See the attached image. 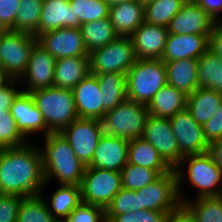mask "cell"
I'll use <instances>...</instances> for the list:
<instances>
[{"label": "cell", "instance_id": "obj_1", "mask_svg": "<svg viewBox=\"0 0 222 222\" xmlns=\"http://www.w3.org/2000/svg\"><path fill=\"white\" fill-rule=\"evenodd\" d=\"M31 142L0 148V194L31 197L41 194L45 184L40 148Z\"/></svg>", "mask_w": 222, "mask_h": 222}, {"label": "cell", "instance_id": "obj_2", "mask_svg": "<svg viewBox=\"0 0 222 222\" xmlns=\"http://www.w3.org/2000/svg\"><path fill=\"white\" fill-rule=\"evenodd\" d=\"M42 169L45 184L57 180L60 185L80 186L86 166L77 158L69 142L61 133H49L44 137Z\"/></svg>", "mask_w": 222, "mask_h": 222}, {"label": "cell", "instance_id": "obj_3", "mask_svg": "<svg viewBox=\"0 0 222 222\" xmlns=\"http://www.w3.org/2000/svg\"><path fill=\"white\" fill-rule=\"evenodd\" d=\"M149 116L147 105L125 100L104 116L94 117L93 122L100 138H140Z\"/></svg>", "mask_w": 222, "mask_h": 222}, {"label": "cell", "instance_id": "obj_4", "mask_svg": "<svg viewBox=\"0 0 222 222\" xmlns=\"http://www.w3.org/2000/svg\"><path fill=\"white\" fill-rule=\"evenodd\" d=\"M184 166L187 167V171L183 168ZM175 171L180 202L184 199L181 185L185 179L197 190L195 198L222 196V170L207 152L184 156Z\"/></svg>", "mask_w": 222, "mask_h": 222}, {"label": "cell", "instance_id": "obj_5", "mask_svg": "<svg viewBox=\"0 0 222 222\" xmlns=\"http://www.w3.org/2000/svg\"><path fill=\"white\" fill-rule=\"evenodd\" d=\"M30 94L51 133H60L79 118L70 89L48 87Z\"/></svg>", "mask_w": 222, "mask_h": 222}, {"label": "cell", "instance_id": "obj_6", "mask_svg": "<svg viewBox=\"0 0 222 222\" xmlns=\"http://www.w3.org/2000/svg\"><path fill=\"white\" fill-rule=\"evenodd\" d=\"M127 98L148 105L167 84V70L161 59H137L126 73Z\"/></svg>", "mask_w": 222, "mask_h": 222}, {"label": "cell", "instance_id": "obj_7", "mask_svg": "<svg viewBox=\"0 0 222 222\" xmlns=\"http://www.w3.org/2000/svg\"><path fill=\"white\" fill-rule=\"evenodd\" d=\"M137 58L129 36H118L113 42L89 53L90 74H126Z\"/></svg>", "mask_w": 222, "mask_h": 222}, {"label": "cell", "instance_id": "obj_8", "mask_svg": "<svg viewBox=\"0 0 222 222\" xmlns=\"http://www.w3.org/2000/svg\"><path fill=\"white\" fill-rule=\"evenodd\" d=\"M37 37L30 33L0 30V67L13 79H20L26 72L30 53Z\"/></svg>", "mask_w": 222, "mask_h": 222}, {"label": "cell", "instance_id": "obj_9", "mask_svg": "<svg viewBox=\"0 0 222 222\" xmlns=\"http://www.w3.org/2000/svg\"><path fill=\"white\" fill-rule=\"evenodd\" d=\"M80 187L82 202L106 209L122 189L121 173L86 166Z\"/></svg>", "mask_w": 222, "mask_h": 222}, {"label": "cell", "instance_id": "obj_10", "mask_svg": "<svg viewBox=\"0 0 222 222\" xmlns=\"http://www.w3.org/2000/svg\"><path fill=\"white\" fill-rule=\"evenodd\" d=\"M135 191L138 195L139 210L173 212L181 206L175 169L162 174L154 182Z\"/></svg>", "mask_w": 222, "mask_h": 222}, {"label": "cell", "instance_id": "obj_11", "mask_svg": "<svg viewBox=\"0 0 222 222\" xmlns=\"http://www.w3.org/2000/svg\"><path fill=\"white\" fill-rule=\"evenodd\" d=\"M142 137L159 152L172 169L178 167L184 156L179 151L169 118L149 114Z\"/></svg>", "mask_w": 222, "mask_h": 222}, {"label": "cell", "instance_id": "obj_12", "mask_svg": "<svg viewBox=\"0 0 222 222\" xmlns=\"http://www.w3.org/2000/svg\"><path fill=\"white\" fill-rule=\"evenodd\" d=\"M37 43L56 60L89 56L80 28H60L43 32L37 36Z\"/></svg>", "mask_w": 222, "mask_h": 222}, {"label": "cell", "instance_id": "obj_13", "mask_svg": "<svg viewBox=\"0 0 222 222\" xmlns=\"http://www.w3.org/2000/svg\"><path fill=\"white\" fill-rule=\"evenodd\" d=\"M169 119L179 151L183 156L203 154L208 151L209 143L205 139L203 126L193 119L187 108Z\"/></svg>", "mask_w": 222, "mask_h": 222}, {"label": "cell", "instance_id": "obj_14", "mask_svg": "<svg viewBox=\"0 0 222 222\" xmlns=\"http://www.w3.org/2000/svg\"><path fill=\"white\" fill-rule=\"evenodd\" d=\"M56 59L40 44L36 43L30 53L26 72L19 79L26 81L22 91L31 93L37 90L53 87ZM23 79V80H22Z\"/></svg>", "mask_w": 222, "mask_h": 222}, {"label": "cell", "instance_id": "obj_15", "mask_svg": "<svg viewBox=\"0 0 222 222\" xmlns=\"http://www.w3.org/2000/svg\"><path fill=\"white\" fill-rule=\"evenodd\" d=\"M60 133L69 142L77 158L89 166L100 139L93 119L77 118Z\"/></svg>", "mask_w": 222, "mask_h": 222}, {"label": "cell", "instance_id": "obj_16", "mask_svg": "<svg viewBox=\"0 0 222 222\" xmlns=\"http://www.w3.org/2000/svg\"><path fill=\"white\" fill-rule=\"evenodd\" d=\"M217 22L194 0L186 1L170 20L168 33L210 35Z\"/></svg>", "mask_w": 222, "mask_h": 222}, {"label": "cell", "instance_id": "obj_17", "mask_svg": "<svg viewBox=\"0 0 222 222\" xmlns=\"http://www.w3.org/2000/svg\"><path fill=\"white\" fill-rule=\"evenodd\" d=\"M13 119L16 122L17 129L29 140L32 133L42 132L44 137L51 133L47 128L42 113L35 105L30 93L21 91L10 108Z\"/></svg>", "mask_w": 222, "mask_h": 222}, {"label": "cell", "instance_id": "obj_18", "mask_svg": "<svg viewBox=\"0 0 222 222\" xmlns=\"http://www.w3.org/2000/svg\"><path fill=\"white\" fill-rule=\"evenodd\" d=\"M168 29L164 26L143 22L130 36L137 59H161L166 46Z\"/></svg>", "mask_w": 222, "mask_h": 222}, {"label": "cell", "instance_id": "obj_19", "mask_svg": "<svg viewBox=\"0 0 222 222\" xmlns=\"http://www.w3.org/2000/svg\"><path fill=\"white\" fill-rule=\"evenodd\" d=\"M210 35L173 34L168 33L164 54V62L181 59H198L208 50Z\"/></svg>", "mask_w": 222, "mask_h": 222}, {"label": "cell", "instance_id": "obj_20", "mask_svg": "<svg viewBox=\"0 0 222 222\" xmlns=\"http://www.w3.org/2000/svg\"><path fill=\"white\" fill-rule=\"evenodd\" d=\"M128 146L126 138H100L89 166L120 172L128 162Z\"/></svg>", "mask_w": 222, "mask_h": 222}, {"label": "cell", "instance_id": "obj_21", "mask_svg": "<svg viewBox=\"0 0 222 222\" xmlns=\"http://www.w3.org/2000/svg\"><path fill=\"white\" fill-rule=\"evenodd\" d=\"M72 91L79 118L92 119L103 116V97L95 75L89 74Z\"/></svg>", "mask_w": 222, "mask_h": 222}, {"label": "cell", "instance_id": "obj_22", "mask_svg": "<svg viewBox=\"0 0 222 222\" xmlns=\"http://www.w3.org/2000/svg\"><path fill=\"white\" fill-rule=\"evenodd\" d=\"M109 19L119 36L130 37L145 21L144 4L136 0L112 5Z\"/></svg>", "mask_w": 222, "mask_h": 222}, {"label": "cell", "instance_id": "obj_23", "mask_svg": "<svg viewBox=\"0 0 222 222\" xmlns=\"http://www.w3.org/2000/svg\"><path fill=\"white\" fill-rule=\"evenodd\" d=\"M89 74V56H77L58 59L55 62L53 87L72 90Z\"/></svg>", "mask_w": 222, "mask_h": 222}, {"label": "cell", "instance_id": "obj_24", "mask_svg": "<svg viewBox=\"0 0 222 222\" xmlns=\"http://www.w3.org/2000/svg\"><path fill=\"white\" fill-rule=\"evenodd\" d=\"M60 28H74V12L69 0H43L37 36Z\"/></svg>", "mask_w": 222, "mask_h": 222}, {"label": "cell", "instance_id": "obj_25", "mask_svg": "<svg viewBox=\"0 0 222 222\" xmlns=\"http://www.w3.org/2000/svg\"><path fill=\"white\" fill-rule=\"evenodd\" d=\"M187 96L181 90L166 84L153 97L147 105L150 115L170 118L186 109Z\"/></svg>", "mask_w": 222, "mask_h": 222}, {"label": "cell", "instance_id": "obj_26", "mask_svg": "<svg viewBox=\"0 0 222 222\" xmlns=\"http://www.w3.org/2000/svg\"><path fill=\"white\" fill-rule=\"evenodd\" d=\"M198 59H181L165 62L167 84L181 90L186 95L199 88L197 79Z\"/></svg>", "mask_w": 222, "mask_h": 222}, {"label": "cell", "instance_id": "obj_27", "mask_svg": "<svg viewBox=\"0 0 222 222\" xmlns=\"http://www.w3.org/2000/svg\"><path fill=\"white\" fill-rule=\"evenodd\" d=\"M222 103V93L207 88H198L187 96V110L193 119L204 126L216 113Z\"/></svg>", "mask_w": 222, "mask_h": 222}, {"label": "cell", "instance_id": "obj_28", "mask_svg": "<svg viewBox=\"0 0 222 222\" xmlns=\"http://www.w3.org/2000/svg\"><path fill=\"white\" fill-rule=\"evenodd\" d=\"M103 97V116L109 110L127 100L126 74L103 73L95 75Z\"/></svg>", "mask_w": 222, "mask_h": 222}, {"label": "cell", "instance_id": "obj_29", "mask_svg": "<svg viewBox=\"0 0 222 222\" xmlns=\"http://www.w3.org/2000/svg\"><path fill=\"white\" fill-rule=\"evenodd\" d=\"M128 163L153 170H172L159 152L143 137L129 140Z\"/></svg>", "mask_w": 222, "mask_h": 222}, {"label": "cell", "instance_id": "obj_30", "mask_svg": "<svg viewBox=\"0 0 222 222\" xmlns=\"http://www.w3.org/2000/svg\"><path fill=\"white\" fill-rule=\"evenodd\" d=\"M199 88H207L222 93V59L209 49L197 62Z\"/></svg>", "mask_w": 222, "mask_h": 222}, {"label": "cell", "instance_id": "obj_31", "mask_svg": "<svg viewBox=\"0 0 222 222\" xmlns=\"http://www.w3.org/2000/svg\"><path fill=\"white\" fill-rule=\"evenodd\" d=\"M50 198V203L46 200L47 207L53 217L62 222L81 203V187L59 185Z\"/></svg>", "mask_w": 222, "mask_h": 222}, {"label": "cell", "instance_id": "obj_32", "mask_svg": "<svg viewBox=\"0 0 222 222\" xmlns=\"http://www.w3.org/2000/svg\"><path fill=\"white\" fill-rule=\"evenodd\" d=\"M79 28L88 53L113 42L119 36L109 18L86 22Z\"/></svg>", "mask_w": 222, "mask_h": 222}, {"label": "cell", "instance_id": "obj_33", "mask_svg": "<svg viewBox=\"0 0 222 222\" xmlns=\"http://www.w3.org/2000/svg\"><path fill=\"white\" fill-rule=\"evenodd\" d=\"M197 222H222V196L200 197L181 202Z\"/></svg>", "mask_w": 222, "mask_h": 222}, {"label": "cell", "instance_id": "obj_34", "mask_svg": "<svg viewBox=\"0 0 222 222\" xmlns=\"http://www.w3.org/2000/svg\"><path fill=\"white\" fill-rule=\"evenodd\" d=\"M42 193L24 197L19 204L17 222H58L49 211Z\"/></svg>", "mask_w": 222, "mask_h": 222}, {"label": "cell", "instance_id": "obj_35", "mask_svg": "<svg viewBox=\"0 0 222 222\" xmlns=\"http://www.w3.org/2000/svg\"><path fill=\"white\" fill-rule=\"evenodd\" d=\"M74 12V28L80 25L109 18L110 6L104 0H69Z\"/></svg>", "mask_w": 222, "mask_h": 222}, {"label": "cell", "instance_id": "obj_36", "mask_svg": "<svg viewBox=\"0 0 222 222\" xmlns=\"http://www.w3.org/2000/svg\"><path fill=\"white\" fill-rule=\"evenodd\" d=\"M186 0H154L144 4L145 22L168 27Z\"/></svg>", "mask_w": 222, "mask_h": 222}, {"label": "cell", "instance_id": "obj_37", "mask_svg": "<svg viewBox=\"0 0 222 222\" xmlns=\"http://www.w3.org/2000/svg\"><path fill=\"white\" fill-rule=\"evenodd\" d=\"M169 171L171 170L148 169L127 162L126 166L120 171L122 188L134 191L142 189L148 184L154 182L162 174Z\"/></svg>", "mask_w": 222, "mask_h": 222}, {"label": "cell", "instance_id": "obj_38", "mask_svg": "<svg viewBox=\"0 0 222 222\" xmlns=\"http://www.w3.org/2000/svg\"><path fill=\"white\" fill-rule=\"evenodd\" d=\"M43 0H20L16 15V31L33 34L37 37Z\"/></svg>", "mask_w": 222, "mask_h": 222}, {"label": "cell", "instance_id": "obj_39", "mask_svg": "<svg viewBox=\"0 0 222 222\" xmlns=\"http://www.w3.org/2000/svg\"><path fill=\"white\" fill-rule=\"evenodd\" d=\"M28 142L17 129L10 110H0V148L20 147Z\"/></svg>", "mask_w": 222, "mask_h": 222}, {"label": "cell", "instance_id": "obj_40", "mask_svg": "<svg viewBox=\"0 0 222 222\" xmlns=\"http://www.w3.org/2000/svg\"><path fill=\"white\" fill-rule=\"evenodd\" d=\"M139 211L138 195L134 190L122 188L105 209V215H120Z\"/></svg>", "mask_w": 222, "mask_h": 222}, {"label": "cell", "instance_id": "obj_41", "mask_svg": "<svg viewBox=\"0 0 222 222\" xmlns=\"http://www.w3.org/2000/svg\"><path fill=\"white\" fill-rule=\"evenodd\" d=\"M171 212H157L153 210L131 211L120 215H105L106 222H166Z\"/></svg>", "mask_w": 222, "mask_h": 222}, {"label": "cell", "instance_id": "obj_42", "mask_svg": "<svg viewBox=\"0 0 222 222\" xmlns=\"http://www.w3.org/2000/svg\"><path fill=\"white\" fill-rule=\"evenodd\" d=\"M62 222H106L105 209L81 201Z\"/></svg>", "mask_w": 222, "mask_h": 222}, {"label": "cell", "instance_id": "obj_43", "mask_svg": "<svg viewBox=\"0 0 222 222\" xmlns=\"http://www.w3.org/2000/svg\"><path fill=\"white\" fill-rule=\"evenodd\" d=\"M22 198L14 194H0V222H17Z\"/></svg>", "mask_w": 222, "mask_h": 222}, {"label": "cell", "instance_id": "obj_44", "mask_svg": "<svg viewBox=\"0 0 222 222\" xmlns=\"http://www.w3.org/2000/svg\"><path fill=\"white\" fill-rule=\"evenodd\" d=\"M20 0H0V30L16 31V15Z\"/></svg>", "mask_w": 222, "mask_h": 222}, {"label": "cell", "instance_id": "obj_45", "mask_svg": "<svg viewBox=\"0 0 222 222\" xmlns=\"http://www.w3.org/2000/svg\"><path fill=\"white\" fill-rule=\"evenodd\" d=\"M203 132L208 143L222 139V103L215 115L203 126Z\"/></svg>", "mask_w": 222, "mask_h": 222}, {"label": "cell", "instance_id": "obj_46", "mask_svg": "<svg viewBox=\"0 0 222 222\" xmlns=\"http://www.w3.org/2000/svg\"><path fill=\"white\" fill-rule=\"evenodd\" d=\"M17 81L19 80L13 79L8 85L0 88V110H10L12 102L22 91V89L14 86Z\"/></svg>", "mask_w": 222, "mask_h": 222}, {"label": "cell", "instance_id": "obj_47", "mask_svg": "<svg viewBox=\"0 0 222 222\" xmlns=\"http://www.w3.org/2000/svg\"><path fill=\"white\" fill-rule=\"evenodd\" d=\"M208 49L222 59V21L217 22L210 33Z\"/></svg>", "mask_w": 222, "mask_h": 222}, {"label": "cell", "instance_id": "obj_48", "mask_svg": "<svg viewBox=\"0 0 222 222\" xmlns=\"http://www.w3.org/2000/svg\"><path fill=\"white\" fill-rule=\"evenodd\" d=\"M203 8L216 22L222 21L219 15L222 13V0H194Z\"/></svg>", "mask_w": 222, "mask_h": 222}, {"label": "cell", "instance_id": "obj_49", "mask_svg": "<svg viewBox=\"0 0 222 222\" xmlns=\"http://www.w3.org/2000/svg\"><path fill=\"white\" fill-rule=\"evenodd\" d=\"M166 222H197L191 213L181 205L177 210L168 215Z\"/></svg>", "mask_w": 222, "mask_h": 222}, {"label": "cell", "instance_id": "obj_50", "mask_svg": "<svg viewBox=\"0 0 222 222\" xmlns=\"http://www.w3.org/2000/svg\"><path fill=\"white\" fill-rule=\"evenodd\" d=\"M207 153L212 157L215 164L222 170V139L209 143Z\"/></svg>", "mask_w": 222, "mask_h": 222}, {"label": "cell", "instance_id": "obj_51", "mask_svg": "<svg viewBox=\"0 0 222 222\" xmlns=\"http://www.w3.org/2000/svg\"><path fill=\"white\" fill-rule=\"evenodd\" d=\"M13 80V77L0 67V88L8 85Z\"/></svg>", "mask_w": 222, "mask_h": 222}, {"label": "cell", "instance_id": "obj_52", "mask_svg": "<svg viewBox=\"0 0 222 222\" xmlns=\"http://www.w3.org/2000/svg\"><path fill=\"white\" fill-rule=\"evenodd\" d=\"M109 6L136 0H104Z\"/></svg>", "mask_w": 222, "mask_h": 222}, {"label": "cell", "instance_id": "obj_53", "mask_svg": "<svg viewBox=\"0 0 222 222\" xmlns=\"http://www.w3.org/2000/svg\"><path fill=\"white\" fill-rule=\"evenodd\" d=\"M139 1L142 2L143 4H145V3L152 2V1H154V0H139Z\"/></svg>", "mask_w": 222, "mask_h": 222}]
</instances>
